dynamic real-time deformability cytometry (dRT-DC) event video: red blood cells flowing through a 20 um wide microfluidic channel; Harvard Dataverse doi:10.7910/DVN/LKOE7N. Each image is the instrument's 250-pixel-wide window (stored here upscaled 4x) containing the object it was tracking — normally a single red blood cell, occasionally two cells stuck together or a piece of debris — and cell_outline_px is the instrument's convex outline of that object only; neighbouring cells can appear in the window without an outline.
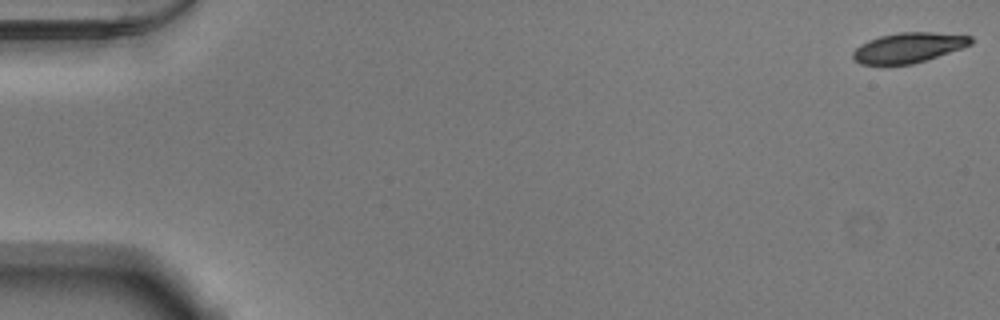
{"species": "Egyptian fruit bat (a non-hibernating species)", "species_latin": "Rousettus aegyptiacus", "temperature_condition": "warm", "stored_images_in_passage": 53, "camera_frame_rate_fps": 3000, "um_per_image_px": 0.085, "animal": {"sex": "male"}, "frame": {"image": 1, "passage_image": 1, "time_ms": 0.0, "image_size_px": [1000, 320], "cell_outline_px": [[972, 44], [912, 64], [860, 64], [852, 60], [852, 52], [860, 44], [868, 40], [880, 36], [900, 32], [932, 32], [972, 36]], "centroid_in_image_um": [77.16, 4.04], "position_along_channel_um": 7.8, "area_um2": 20.4}}
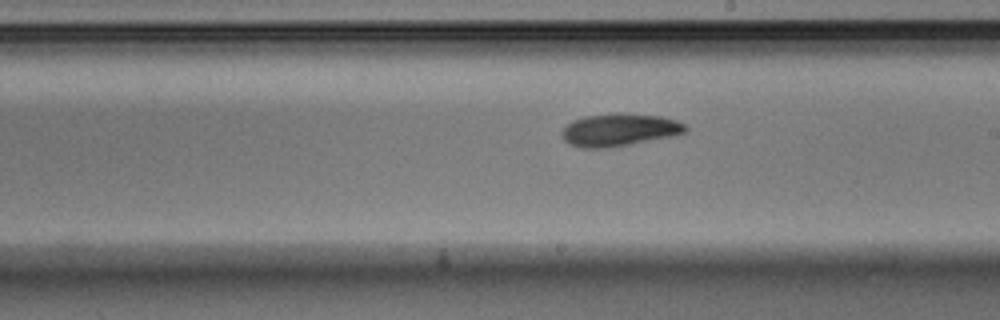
{"frame": {"image": 2, "passage_image": 31, "time_ms": 10.0, "image_size_px": [1000, 320], "cell_outline_px": [[688, 128], [684, 132], [672, 136], [608, 148], [580, 148], [564, 140], [560, 132], [572, 120], [584, 116], [620, 112], [660, 116], [676, 120], [684, 124]], "centroid_in_image_um": [52.62, 11.03], "position_along_channel_um": 236.4, "area_um2": 23.47}}
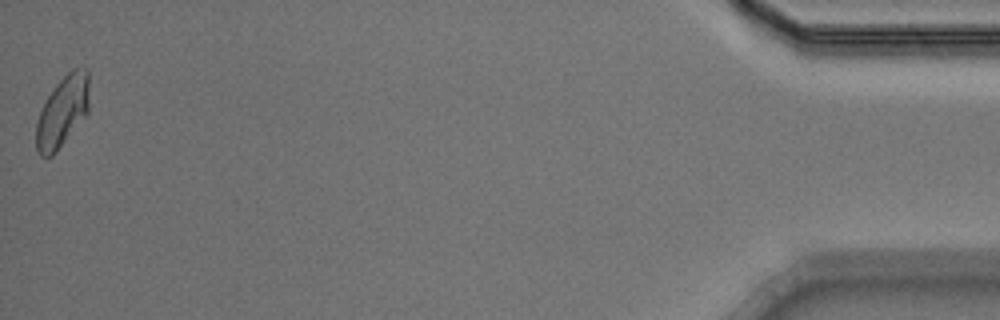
{"frame": {"image": 3, "passage_image": 53, "time_ms": 17.333, "image_size_px": [1000, 320], "cell_outline_px": [[88, 112], [56, 152], [52, 156], [40, 156], [36, 148], [36, 120], [48, 96], [56, 84], [72, 68], [88, 68]], "centroid_in_image_um": [5.3, 9.48], "position_along_channel_um": 429.9, "area_um2": 21.68}, "authors_computed_cell_mechanics": {"area_um2": 21.9062, "velocity_mm_per_s": 3.8694, "shape_relaxation_time_tau1_ms": 2.992, "shape_relaxation_time_tau2_ms": 10.1768, "deformation_change_tau1": 0.1087, "deformation_change_tau2": 0.156}}